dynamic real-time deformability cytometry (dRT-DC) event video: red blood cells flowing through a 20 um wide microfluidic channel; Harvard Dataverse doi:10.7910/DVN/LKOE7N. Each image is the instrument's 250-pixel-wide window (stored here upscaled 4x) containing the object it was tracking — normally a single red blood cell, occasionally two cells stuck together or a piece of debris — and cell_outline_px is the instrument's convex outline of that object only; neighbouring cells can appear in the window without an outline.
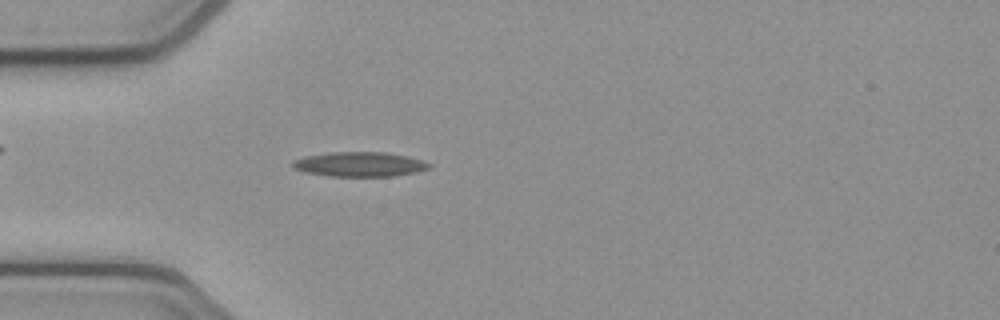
{"species": "common noctule bat (a hibernating species)", "species_latin": "Nyctalus noctula", "temperature_condition": "cold", "stored_images_in_passage": 52, "camera_frame_rate_fps": 3000, "um_per_image_px": 0.085, "animal": {"sex": "female", "body_mass_g": 21.9}, "frame": {"image": 1, "passage_image": 14, "time_ms": 4.333, "image_size_px": [1000, 320], "cell_outline_px": [[432, 168], [416, 172], [396, 176], [328, 176], [304, 172], [292, 168], [292, 160], [304, 156], [332, 152], [384, 152], [408, 156], [424, 160], [432, 164]], "centroid_in_image_um": [30.59, 13.96], "position_along_channel_um": 54.4, "area_um2": 19.88}}
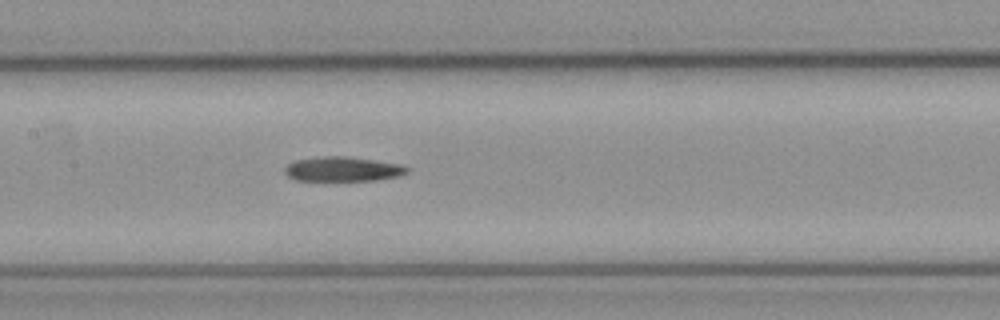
{"frame": {"image": 2, "passage_image": 24, "time_ms": 7.667, "image_size_px": [1000, 320], "cell_outline_px": [[408, 172], [400, 176], [376, 180], [296, 180], [288, 176], [284, 172], [284, 168], [288, 164], [296, 160], [324, 156], [344, 156], [404, 164], [408, 168]], "centroid_in_image_um": [29.17, 14.37], "position_along_channel_um": 178.2, "area_um2": 17.46}}
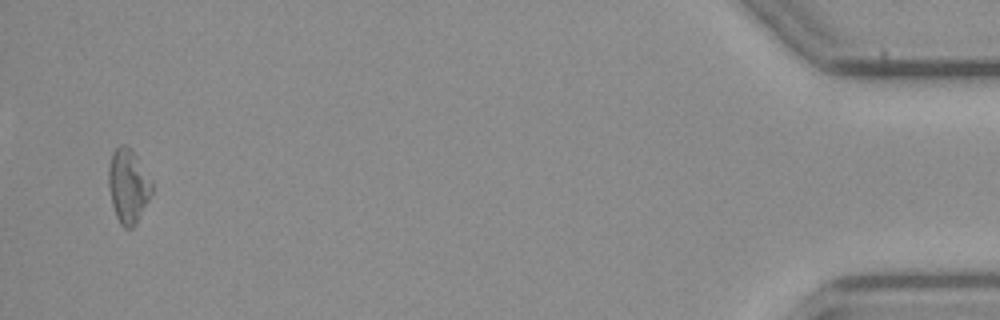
{"frame": {"image": 3, "passage_image": 50, "time_ms": 16.333, "image_size_px": [1000, 320], "cell_outline_px": [[152, 192], [136, 224], [132, 228], [124, 228], [120, 224], [116, 216], [112, 204], [108, 188], [108, 168], [112, 152], [120, 144], [124, 144], [132, 148], [152, 180]], "centroid_in_image_um": [10.89, 15.78], "position_along_channel_um": 424.3, "area_um2": 18.9}, "authors_computed_cell_mechanics": {"area_um2": 18.0914, "velocity_mm_per_s": 3.8777, "shape_relaxation_time_tau1_ms": 6.8887, "shape_relaxation_time_tau2_ms": null, "deformation_change_tau1": 0.1823, "deformation_change_tau2": null}}